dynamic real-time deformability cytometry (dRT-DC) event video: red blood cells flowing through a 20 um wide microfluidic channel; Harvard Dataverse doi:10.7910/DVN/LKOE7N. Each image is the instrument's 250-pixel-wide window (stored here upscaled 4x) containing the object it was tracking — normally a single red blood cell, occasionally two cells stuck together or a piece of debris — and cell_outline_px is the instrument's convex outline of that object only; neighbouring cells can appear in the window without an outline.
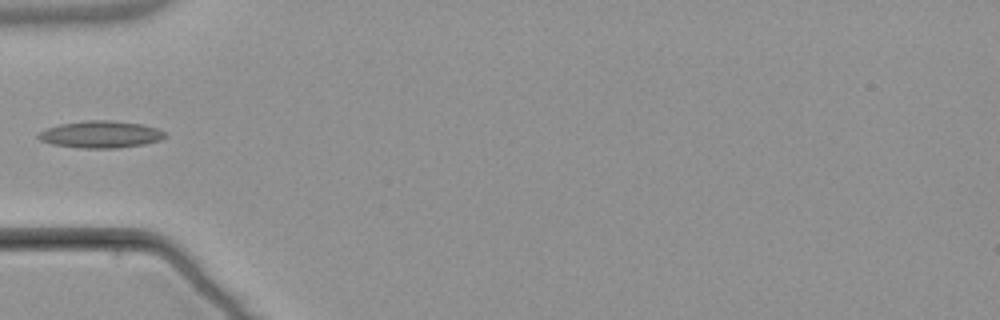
{"species": "common noctule bat (a hibernating species)", "species_latin": "Nyctalus noctula", "temperature_condition": "warm", "stored_images_in_passage": 6, "camera_frame_rate_fps": 3000, "um_per_image_px": 0.085, "animal": {"sex": "male", "body_mass_g": 21.5, "forearm_length_mm": 52.0}, "frame": {"image": 1, "passage_image": 5, "time_ms": 5.0, "image_size_px": [1000, 320], "cell_outline_px": [[164, 136], [160, 140], [144, 144], [116, 148], [84, 148], [52, 144], [40, 140], [36, 136], [40, 132], [48, 128], [60, 124], [88, 120], [112, 120], [140, 124], [156, 128], [164, 132]], "centroid_in_image_um": [8.54, 11.42], "position_along_channel_um": 76.5, "area_um2": 19.65}}
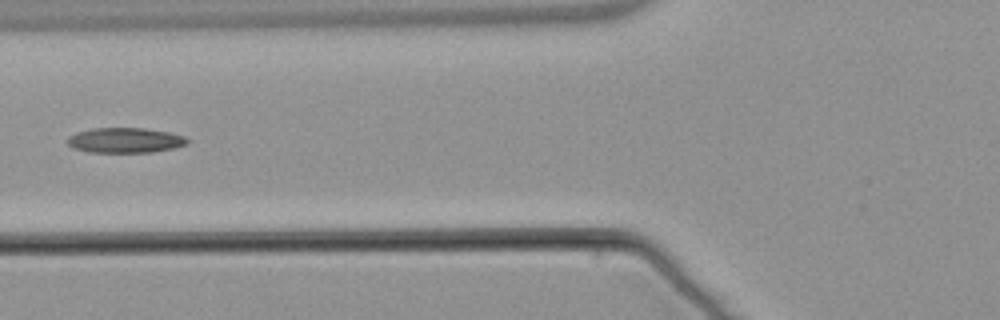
{"frame": {"image": 2, "passage_image": 6, "time_ms": 6.0, "image_size_px": [1000, 320], "cell_outline_px": [[188, 144], [172, 148], [152, 152], [88, 152], [72, 148], [68, 144], [68, 136], [76, 132], [92, 128], [144, 128], [168, 132], [184, 136], [188, 140]], "centroid_in_image_um": [10.6, 11.92], "position_along_channel_um": 115.2, "area_um2": 17.51}}